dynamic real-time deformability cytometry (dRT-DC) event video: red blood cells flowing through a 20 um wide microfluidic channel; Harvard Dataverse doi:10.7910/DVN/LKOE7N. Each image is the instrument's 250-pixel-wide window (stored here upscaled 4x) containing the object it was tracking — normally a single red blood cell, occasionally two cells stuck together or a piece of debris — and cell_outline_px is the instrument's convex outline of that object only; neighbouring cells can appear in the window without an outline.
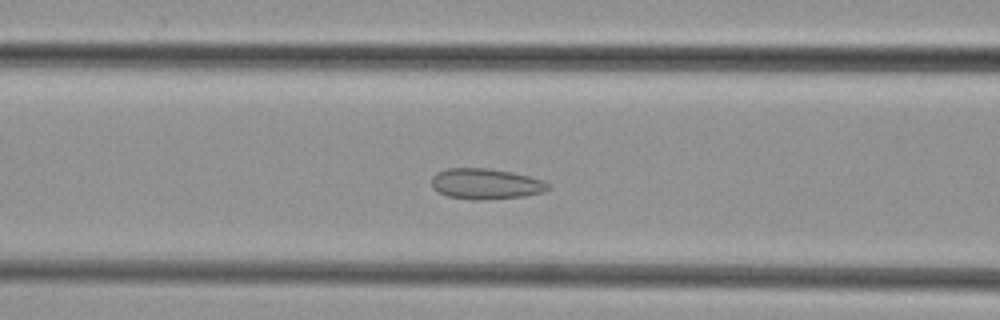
{"species": "common noctule bat (a hibernating species)", "species_latin": "Nyctalus noctula", "temperature_condition": "cold", "stored_images_in_passage": 45, "camera_frame_rate_fps": 3000, "um_per_image_px": 0.085, "animal": {"sex": "female", "body_mass_g": 29.2, "forearm_length_mm": 56.3}, "frame": {"image": 1, "passage_image": 16, "time_ms": 5.0, "image_size_px": [1000, 320], "cell_outline_px": [[552, 188], [544, 192], [524, 196], [480, 200], [472, 200], [448, 196], [432, 188], [432, 176], [436, 172], [448, 168], [488, 168], [512, 172], [544, 180]], "centroid_in_image_um": [41.3, 15.62], "position_along_channel_um": 125.3, "area_um2": 20.92}}
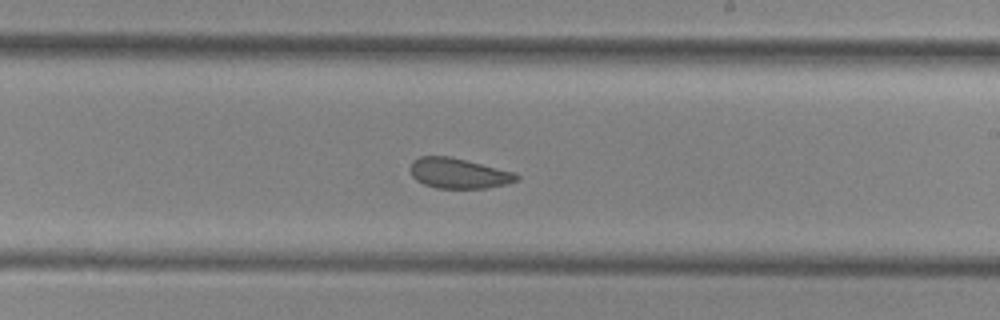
{"frame": {"image": 2, "passage_image": 25, "time_ms": 8.0, "image_size_px": [1000, 320], "cell_outline_px": [[520, 180], [504, 184], [484, 188], [436, 188], [424, 184], [416, 180], [412, 176], [408, 168], [412, 160], [420, 156], [448, 156], [516, 172], [520, 176]], "centroid_in_image_um": [38.96, 14.72], "position_along_channel_um": 250.0, "area_um2": 18.84}}
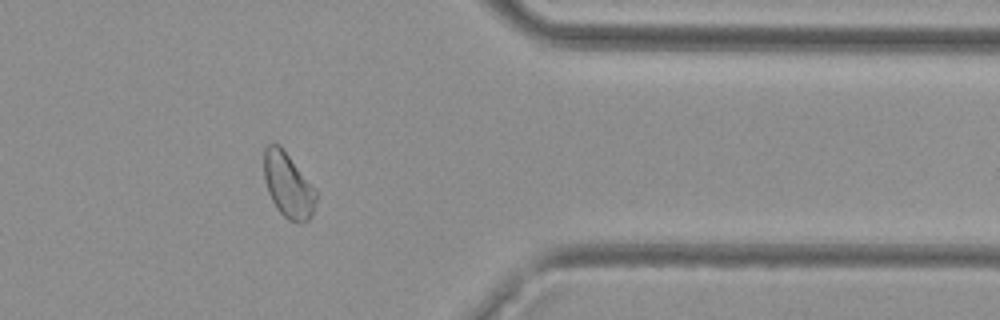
{"frame": {"image": 3, "passage_image": 36, "time_ms": 11.667, "image_size_px": [1000, 320], "cell_outline_px": [[316, 200], [312, 216], [308, 220], [288, 220], [276, 208], [268, 192], [264, 180], [264, 148], [268, 144], [280, 144], [316, 188]], "centroid_in_image_um": [24.49, 15.7], "position_along_channel_um": 386.9, "area_um2": 19.71}}